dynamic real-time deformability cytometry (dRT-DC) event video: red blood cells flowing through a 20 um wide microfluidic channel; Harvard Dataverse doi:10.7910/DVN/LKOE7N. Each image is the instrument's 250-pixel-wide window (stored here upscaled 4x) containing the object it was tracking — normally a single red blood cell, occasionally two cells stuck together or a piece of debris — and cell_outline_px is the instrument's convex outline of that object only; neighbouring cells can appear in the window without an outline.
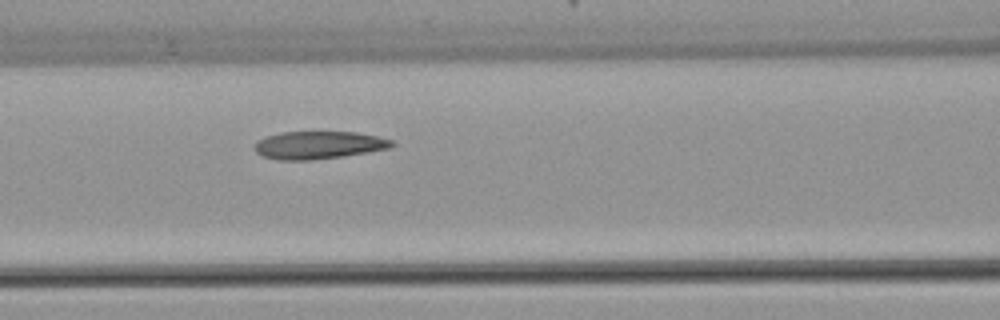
{"species": "common noctule bat (a hibernating species)", "species_latin": "Nyctalus noctula", "temperature_condition": "warm", "stored_images_in_passage": 5, "camera_frame_rate_fps": 3000, "um_per_image_px": 0.085, "animal": {"sex": "female", "body_mass_g": 22.7, "forearm_length_mm": 54.2}, "frame": {"image": 1, "passage_image": 5, "time_ms": 5.333, "image_size_px": [1000, 320], "cell_outline_px": [[396, 144], [388, 148], [344, 156], [312, 160], [276, 160], [260, 156], [256, 152], [256, 140], [264, 136], [280, 132], [356, 132], [376, 136], [392, 140]], "centroid_in_image_um": [27.03, 12.33], "position_along_channel_um": 139.6, "area_um2": 22.25}}